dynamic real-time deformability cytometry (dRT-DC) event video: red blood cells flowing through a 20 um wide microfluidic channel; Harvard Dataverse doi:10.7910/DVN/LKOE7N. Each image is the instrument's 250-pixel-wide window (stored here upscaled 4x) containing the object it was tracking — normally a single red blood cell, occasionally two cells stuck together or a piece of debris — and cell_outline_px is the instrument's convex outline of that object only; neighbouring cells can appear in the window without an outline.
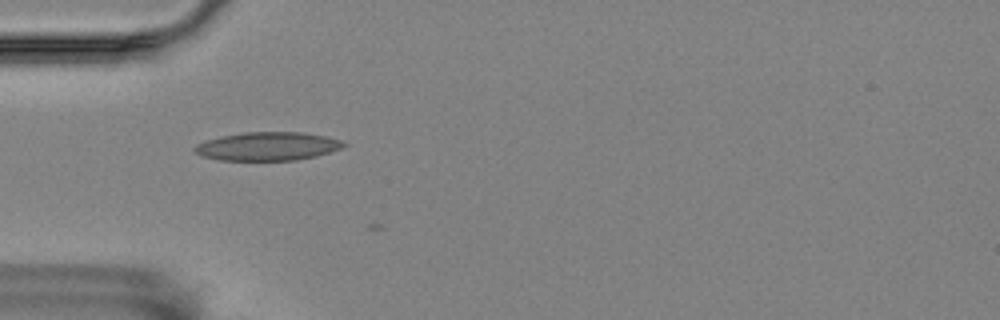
{"species": "Egyptian fruit bat (a non-hibernating species)", "species_latin": "Rousettus aegyptiacus", "temperature_condition": "room temperature", "stored_images_in_passage": 4, "camera_frame_rate_fps": 3000, "um_per_image_px": 0.085, "animal": {"sex": "female"}, "frame": {"image": 1, "passage_image": 2, "time_ms": 0.333, "image_size_px": [1000, 320], "cell_outline_px": [[348, 144], [340, 148], [316, 156], [296, 160], [220, 160], [200, 156], [192, 148], [196, 144], [220, 136], [244, 132], [304, 132], [328, 136], [340, 140]], "centroid_in_image_um": [22.74, 12.43], "position_along_channel_um": 62.3, "area_um2": 24.74}}